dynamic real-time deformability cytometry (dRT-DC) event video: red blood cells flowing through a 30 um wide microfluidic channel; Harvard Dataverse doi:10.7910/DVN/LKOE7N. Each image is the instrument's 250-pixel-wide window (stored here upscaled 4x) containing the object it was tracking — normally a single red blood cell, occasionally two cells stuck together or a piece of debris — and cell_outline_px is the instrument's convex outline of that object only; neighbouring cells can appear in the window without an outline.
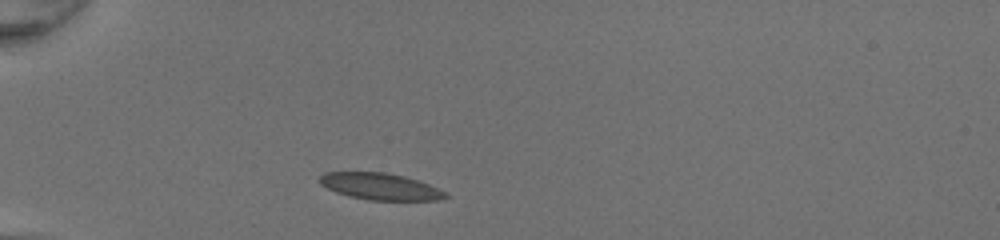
{"species": "common noctule bat (a hibernating species)", "species_latin": "Nyctalus noctula", "temperature_condition": "room temperature", "stored_images_in_passage": 39, "camera_frame_rate_fps": 3000, "um_per_image_px": 0.085, "animal": {"sex": "female", "body_mass_g": 20.0, "forearm_length_mm": 54.0}, "frame": {"image": 1, "passage_image": 5, "time_ms": 1.333, "image_size_px": [1000, 240], "cell_outline_px": [[448, 196], [440, 200], [368, 200], [348, 196], [336, 192], [320, 184], [320, 176], [324, 172], [384, 172], [404, 176], [428, 184], [448, 192]], "centroid_in_image_um": [32.33, 15.85], "position_along_channel_um": 52.7, "area_um2": 19.54}}
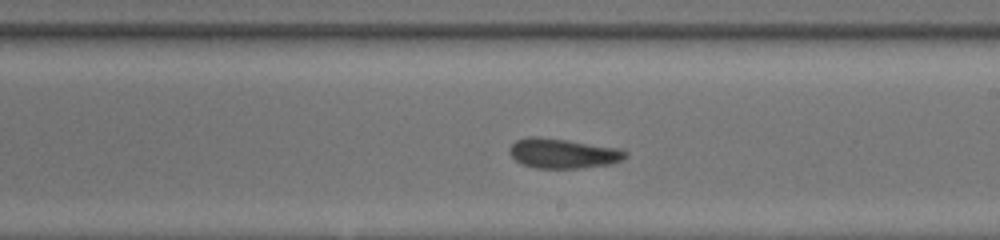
{"frame": {"image": 2, "passage_image": 20, "time_ms": 6.333, "image_size_px": [1000, 240], "cell_outline_px": [[628, 156], [620, 160], [608, 164], [580, 168], [536, 168], [520, 164], [508, 152], [508, 148], [516, 140], [528, 136], [540, 136], [568, 140], [620, 148], [628, 152]], "centroid_in_image_um": [47.82, 13.02], "position_along_channel_um": 241.2, "area_um2": 20.29}}
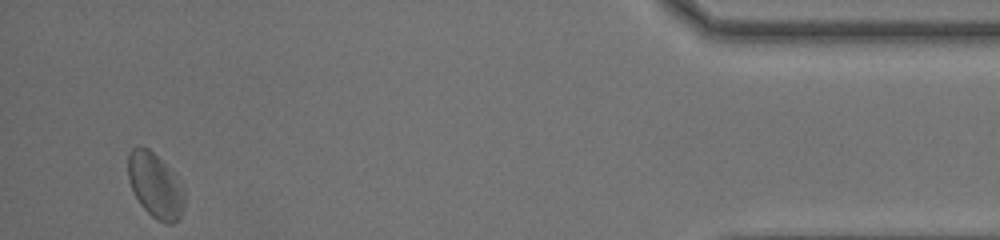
{"frame": {"image": 3, "passage_image": 37, "time_ms": 12.0, "image_size_px": [1000, 240], "cell_outline_px": [[184, 208], [180, 216], [172, 224], [164, 224], [156, 220], [140, 204], [128, 180], [128, 152], [136, 144], [140, 144], [148, 148], [164, 164], [184, 192]], "centroid_in_image_um": [13.15, 15.77], "position_along_channel_um": 422.1, "area_um2": 20.87}, "authors_computed_cell_mechanics": {"area_um2": 19.941, "velocity_mm_per_s": 4.2872, "shape_relaxation_time_tau1_ms": 2.6303, "shape_relaxation_time_tau2_ms": 2.297, "deformation_change_tau1": 0.0879, "deformation_change_tau2": 0.0921}}